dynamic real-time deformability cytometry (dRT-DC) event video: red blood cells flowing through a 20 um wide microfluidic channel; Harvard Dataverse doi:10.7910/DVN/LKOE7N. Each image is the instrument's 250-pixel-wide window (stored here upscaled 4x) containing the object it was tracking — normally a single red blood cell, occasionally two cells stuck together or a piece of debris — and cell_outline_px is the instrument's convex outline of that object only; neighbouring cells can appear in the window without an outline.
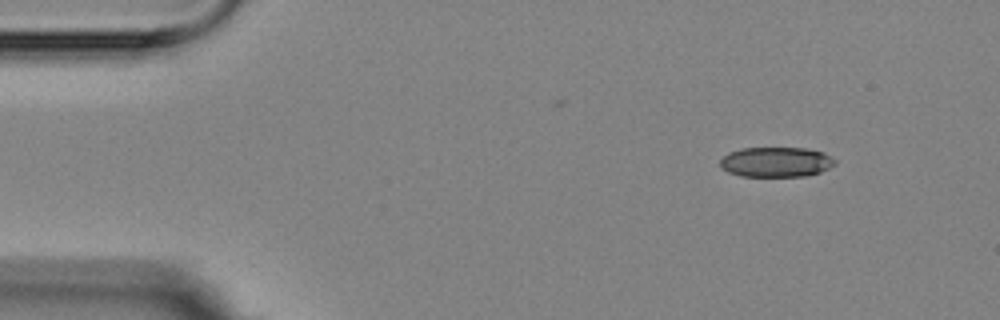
{"species": "Egyptian fruit bat (a non-hibernating species)", "species_latin": "Rousettus aegyptiacus", "temperature_condition": "room temperature", "stored_images_in_passage": 9, "camera_frame_rate_fps": 3000, "um_per_image_px": 0.085, "animal": {"sex": "female"}, "frame": {"image": 1, "passage_image": 1, "time_ms": 0.0, "image_size_px": [1000, 320], "cell_outline_px": [[836, 164], [820, 172], [804, 176], [740, 176], [728, 172], [720, 168], [720, 160], [728, 152], [740, 148], [804, 148], [824, 152], [836, 160]], "centroid_in_image_um": [65.94, 13.77], "position_along_channel_um": 19.1, "area_um2": 20.17}}
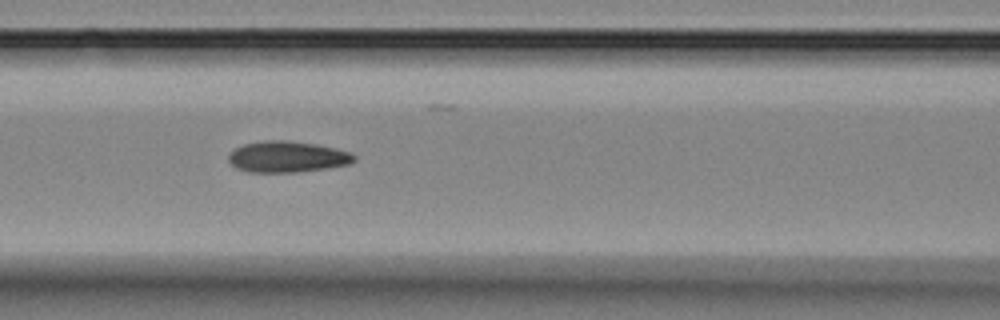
{"frame": {"image": 2, "passage_image": 6, "time_ms": 5.667, "image_size_px": [1000, 320], "cell_outline_px": [[356, 160], [348, 164], [328, 168], [300, 172], [248, 172], [236, 168], [228, 160], [228, 156], [236, 148], [244, 144], [264, 140], [288, 140], [316, 144], [336, 148], [352, 152], [356, 156]], "centroid_in_image_um": [24.45, 13.32], "position_along_channel_um": 142.1, "area_um2": 22.95}}
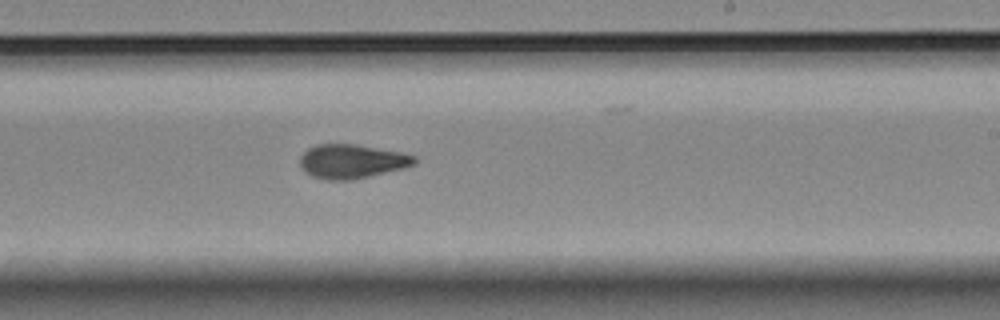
{"frame": {"image": 3, "passage_image": 9, "time_ms": 9.0, "image_size_px": [1000, 320], "cell_outline_px": [[416, 164], [404, 168], [352, 180], [328, 180], [312, 176], [300, 164], [300, 156], [308, 148], [316, 144], [356, 144], [400, 152], [416, 156]], "centroid_in_image_um": [29.92, 13.71], "position_along_channel_um": 259.1, "area_um2": 22.6}}